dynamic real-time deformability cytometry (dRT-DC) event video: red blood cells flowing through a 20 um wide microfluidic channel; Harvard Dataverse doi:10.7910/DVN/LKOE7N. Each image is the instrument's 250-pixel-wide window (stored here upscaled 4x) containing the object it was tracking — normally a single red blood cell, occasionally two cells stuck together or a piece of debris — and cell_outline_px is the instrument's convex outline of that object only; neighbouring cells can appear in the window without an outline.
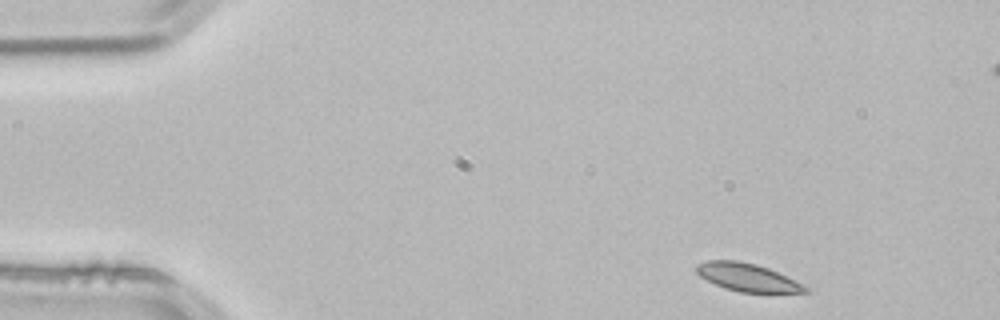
{"species": "common noctule bat (a hibernating species)", "species_latin": "Nyctalus noctula", "temperature_condition": "room temperature", "stored_images_in_passage": 8, "camera_frame_rate_fps": 3000, "um_per_image_px": 0.085, "animal": {"sex": "male", "body_mass_g": 21.5, "forearm_length_mm": 52.0}, "frame": {"image": 1, "passage_image": 1, "time_ms": 0.0, "image_size_px": [1000, 320], "cell_outline_px": [[812, 292], [740, 292], [724, 288], [700, 276], [696, 272], [696, 264], [708, 260], [736, 260], [756, 264], [768, 268], [808, 288]], "centroid_in_image_um": [63.47, 23.56], "position_along_channel_um": 21.5, "area_um2": 17.28}}